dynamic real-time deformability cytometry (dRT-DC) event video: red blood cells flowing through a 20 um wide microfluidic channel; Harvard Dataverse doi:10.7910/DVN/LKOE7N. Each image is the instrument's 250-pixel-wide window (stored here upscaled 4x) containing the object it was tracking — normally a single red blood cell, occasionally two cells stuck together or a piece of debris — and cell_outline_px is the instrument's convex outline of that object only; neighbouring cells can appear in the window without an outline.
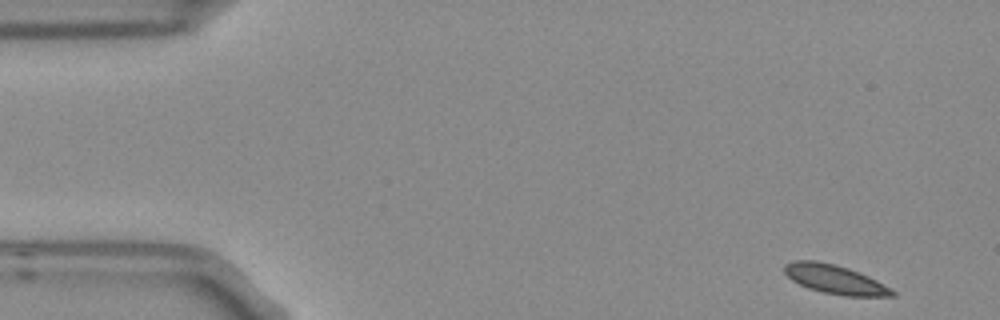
{"species": "Egyptian fruit bat (a non-hibernating species)", "species_latin": "Rousettus aegyptiacus", "temperature_condition": "room temperature", "stored_images_in_passage": 6, "camera_frame_rate_fps": 3000, "um_per_image_px": 0.085, "frame": {"image": 1, "passage_image": 1, "time_ms": 0.0, "image_size_px": [1000, 320], "cell_outline_px": [[896, 296], [844, 296], [824, 292], [808, 288], [792, 280], [784, 272], [784, 264], [792, 260], [816, 260], [848, 268], [868, 276], [876, 280], [896, 292]], "centroid_in_image_um": [70.94, 23.74], "position_along_channel_um": 14.1, "area_um2": 18.03}}
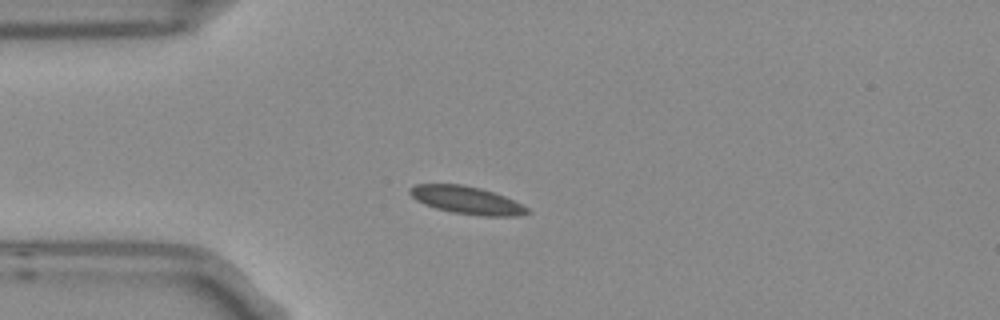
{"frame": {"image": 2, "passage_image": 4, "time_ms": 1.0, "image_size_px": [1000, 320], "cell_outline_px": [[532, 212], [516, 216], [480, 216], [452, 212], [436, 208], [424, 204], [416, 200], [408, 192], [408, 188], [416, 184], [460, 184], [480, 188], [504, 196], [528, 208]], "centroid_in_image_um": [39.64, 17.02], "position_along_channel_um": 45.4, "area_um2": 18.84}}
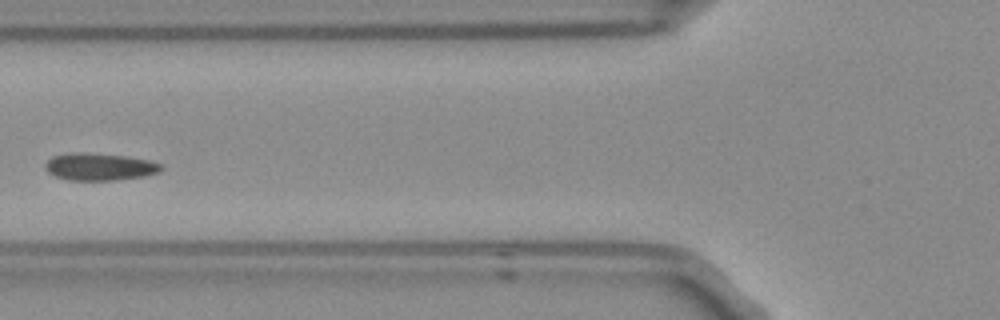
{"frame": {"image": 3, "passage_image": 6, "time_ms": 1.667, "image_size_px": [1000, 320], "cell_outline_px": [[164, 168], [160, 172], [144, 176], [116, 180], [68, 180], [56, 176], [48, 172], [44, 168], [44, 164], [52, 156], [72, 152], [80, 152], [124, 156], [148, 160], [160, 164]], "centroid_in_image_um": [8.44, 14.18], "position_along_channel_um": 117.4, "area_um2": 18.38}}